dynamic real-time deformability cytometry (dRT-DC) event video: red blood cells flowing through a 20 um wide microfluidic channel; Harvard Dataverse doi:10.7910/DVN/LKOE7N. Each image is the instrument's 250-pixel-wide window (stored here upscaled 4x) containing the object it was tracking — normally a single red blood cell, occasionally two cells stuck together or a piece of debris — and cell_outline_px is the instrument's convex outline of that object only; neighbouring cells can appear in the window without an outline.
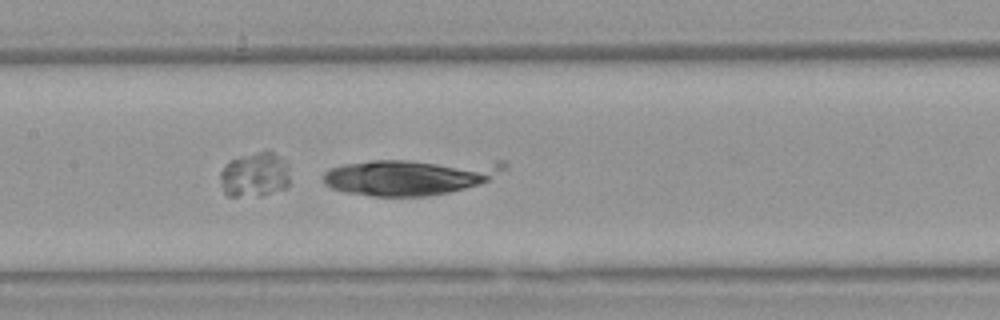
{"species": "Egyptian fruit bat (a non-hibernating species)", "species_latin": "Rousettus aegyptiacus", "temperature_condition": "warm", "stored_images_in_passage": 39, "camera_frame_rate_fps": 3000, "um_per_image_px": 0.085, "animal": {"sex": "female"}, "frame": {"image": 1, "passage_image": 12, "time_ms": 3.667, "image_size_px": [1000, 320], "cell_outline_px": [[508, 168], [488, 180], [480, 184], [448, 192], [428, 196], [372, 196], [344, 192], [332, 188], [324, 184], [324, 172], [328, 168], [344, 164], [372, 160], [504, 160], [508, 164]], "centroid_in_image_um": [34.92, 15.0], "position_along_channel_um": 172.5, "area_um2": 38.78}}
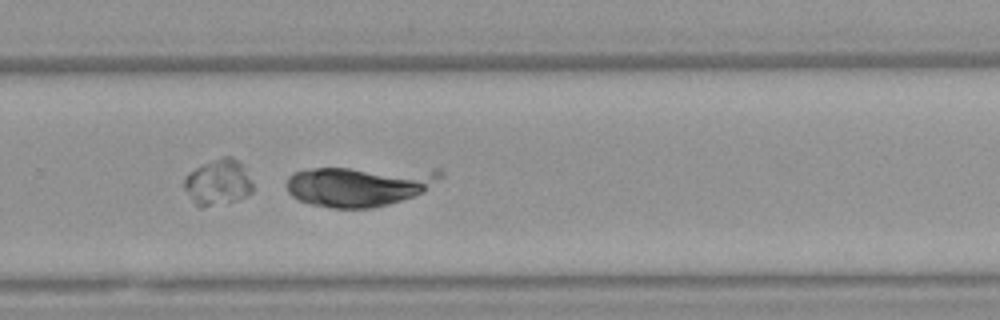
{"frame": {"image": 2, "passage_image": 22, "time_ms": 7.0, "image_size_px": [1000, 320], "cell_outline_px": [[444, 176], [420, 192], [412, 196], [388, 204], [372, 208], [332, 208], [308, 204], [292, 196], [288, 192], [284, 184], [288, 176], [292, 172], [308, 168], [440, 168], [444, 172]], "centroid_in_image_um": [30.51, 15.78], "position_along_channel_um": 299.3, "area_um2": 36.59}}